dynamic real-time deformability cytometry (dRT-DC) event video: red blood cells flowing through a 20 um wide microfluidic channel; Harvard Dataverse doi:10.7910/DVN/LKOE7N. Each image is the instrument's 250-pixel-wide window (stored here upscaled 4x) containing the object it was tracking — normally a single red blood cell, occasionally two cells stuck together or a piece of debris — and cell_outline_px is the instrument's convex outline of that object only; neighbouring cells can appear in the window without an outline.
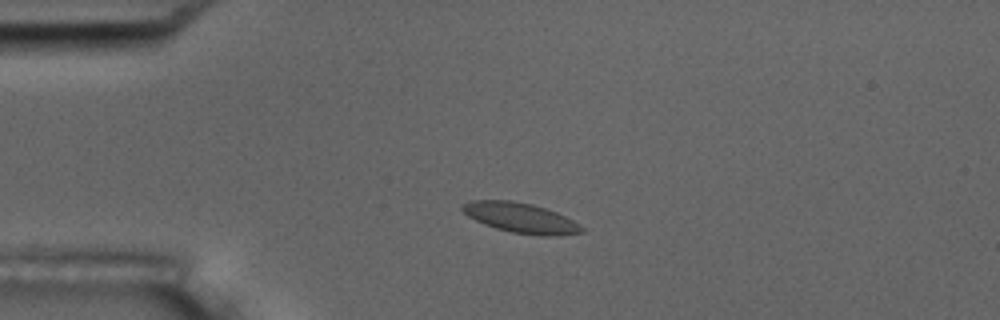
{"species": "common noctule bat (a hibernating species)", "species_latin": "Nyctalus noctula", "temperature_condition": "room temperature", "stored_images_in_passage": 3, "camera_frame_rate_fps": 3000, "um_per_image_px": 0.085, "animal": {"sex": "male", "body_mass_g": 17.5, "forearm_length_mm": 52.3}, "frame": {"image": 1, "passage_image": 3, "time_ms": 2.0, "image_size_px": [1000, 320], "cell_outline_px": [[584, 232], [556, 236], [540, 236], [512, 232], [496, 228], [484, 224], [468, 216], [460, 208], [460, 204], [472, 200], [512, 200], [532, 204], [556, 212], [580, 224], [584, 228]], "centroid_in_image_um": [44.25, 18.51], "position_along_channel_um": 40.8, "area_um2": 20.92}}